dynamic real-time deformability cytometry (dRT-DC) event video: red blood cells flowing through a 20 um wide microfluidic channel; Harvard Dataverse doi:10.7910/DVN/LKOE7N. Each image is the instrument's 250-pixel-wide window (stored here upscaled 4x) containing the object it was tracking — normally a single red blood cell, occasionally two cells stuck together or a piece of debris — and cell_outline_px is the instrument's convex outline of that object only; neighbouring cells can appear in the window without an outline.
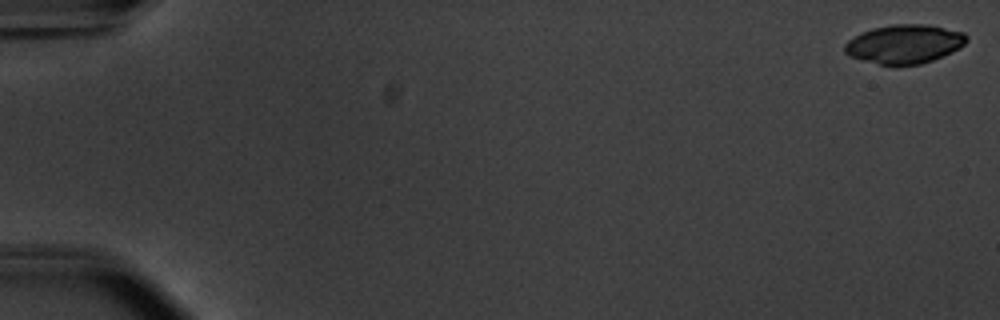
{"species": "common noctule bat (a hibernating species)", "species_latin": "Nyctalus noctula", "temperature_condition": "warm", "stored_images_in_passage": 55, "camera_frame_rate_fps": 3000, "um_per_image_px": 0.085, "animal": {"sex": "male", "body_mass_g": 20.1, "forearm_length_mm": 53.5}, "frame": {"image": 1, "passage_image": 1, "time_ms": 0.0, "image_size_px": [1000, 320], "cell_outline_px": [[968, 40], [960, 48], [952, 52], [932, 60], [920, 64], [896, 68], [848, 56], [844, 52], [844, 44], [848, 40], [872, 28], [892, 24], [924, 24], [964, 32], [968, 36]], "centroid_in_image_um": [76.87, 3.77], "position_along_channel_um": 8.1, "area_um2": 27.92}}